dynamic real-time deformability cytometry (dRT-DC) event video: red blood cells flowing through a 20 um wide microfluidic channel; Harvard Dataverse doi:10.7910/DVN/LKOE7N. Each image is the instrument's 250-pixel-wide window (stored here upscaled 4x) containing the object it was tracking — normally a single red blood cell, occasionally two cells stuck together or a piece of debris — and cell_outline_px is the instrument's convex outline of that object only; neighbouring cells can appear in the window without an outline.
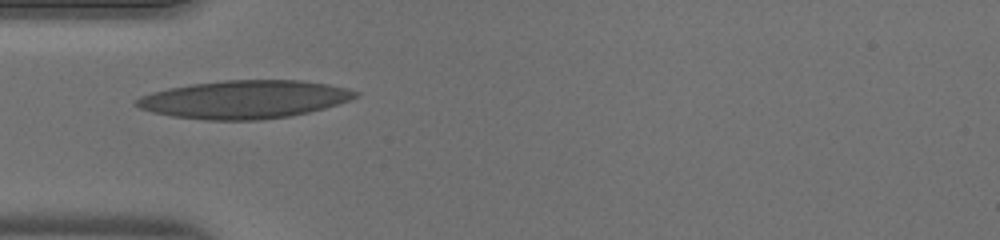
{"species": "human", "species_latin": "Homo sapiens", "temperature_condition": "warm", "stored_images_in_passage": 33, "camera_frame_rate_fps": 3000, "um_per_image_px": 0.085, "donor": {"sex": "male"}, "frame": {"image": 1, "passage_image": 1, "time_ms": 0.0, "image_size_px": [1000, 240], "cell_outline_px": [[360, 96], [324, 108], [308, 112], [288, 116], [260, 120], [204, 120], [172, 116], [152, 112], [140, 108], [132, 104], [140, 96], [152, 92], [168, 88], [192, 84], [224, 80], [300, 80], [328, 84], [348, 88], [360, 92]], "centroid_in_image_um": [20.76, 8.45], "position_along_channel_um": 64.2, "area_um2": 48.61}}
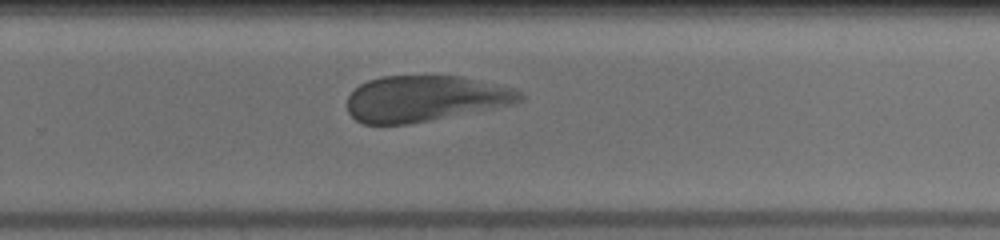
{"frame": {"image": 2, "passage_image": 17, "time_ms": 5.333, "image_size_px": [1000, 240], "cell_outline_px": [[524, 100], [516, 104], [408, 124], [364, 124], [356, 120], [348, 112], [348, 96], [360, 84], [368, 80], [380, 76], [460, 76], [512, 88], [520, 92], [524, 96]], "centroid_in_image_um": [36.12, 8.38], "position_along_channel_um": 293.7, "area_um2": 46.07}}
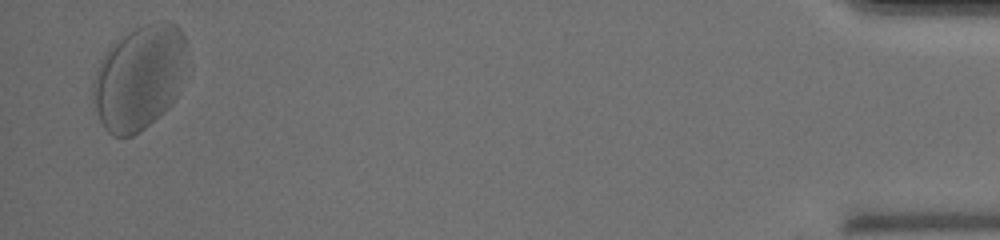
{"frame": {"image": 3, "passage_image": 32, "time_ms": 10.333, "image_size_px": [1000, 240], "cell_outline_px": [[192, 68], [172, 104], [164, 112], [140, 132], [132, 136], [112, 136], [104, 128], [100, 120], [92, 100], [92, 80], [100, 60], [108, 48], [112, 44], [128, 32], [144, 24], [156, 20], [172, 20], [180, 28], [184, 36]], "centroid_in_image_um": [11.93, 6.56], "position_along_channel_um": 423.3, "area_um2": 59.13}}